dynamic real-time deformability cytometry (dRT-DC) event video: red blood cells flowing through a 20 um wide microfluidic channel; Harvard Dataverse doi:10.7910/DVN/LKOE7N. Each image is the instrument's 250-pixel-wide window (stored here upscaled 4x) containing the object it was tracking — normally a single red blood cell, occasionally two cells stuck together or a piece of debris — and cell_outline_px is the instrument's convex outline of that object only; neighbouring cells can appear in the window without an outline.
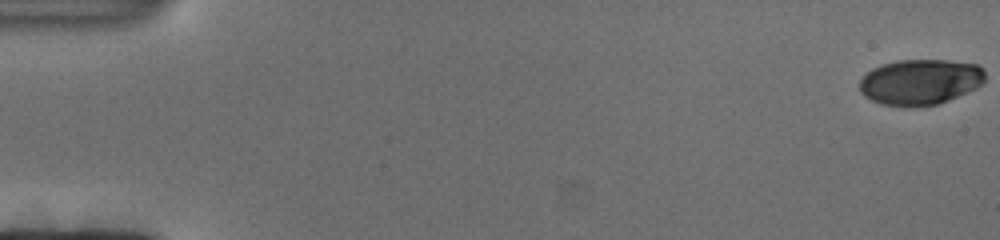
{"species": "human", "species_latin": "Homo sapiens", "temperature_condition": "cold", "stored_images_in_passage": 140, "camera_frame_rate_fps": 3000, "um_per_image_px": 0.085, "donor": {"sex": "female"}, "frame": {"image": 1, "passage_image": 1, "time_ms": 0.0, "image_size_px": [1000, 240], "cell_outline_px": [[984, 80], [976, 88], [948, 100], [936, 104], [880, 104], [864, 96], [860, 92], [860, 80], [872, 68], [880, 64], [896, 60], [948, 60], [980, 64], [984, 72]], "centroid_in_image_um": [78.22, 6.91], "position_along_channel_um": 6.8, "area_um2": 32.83}}
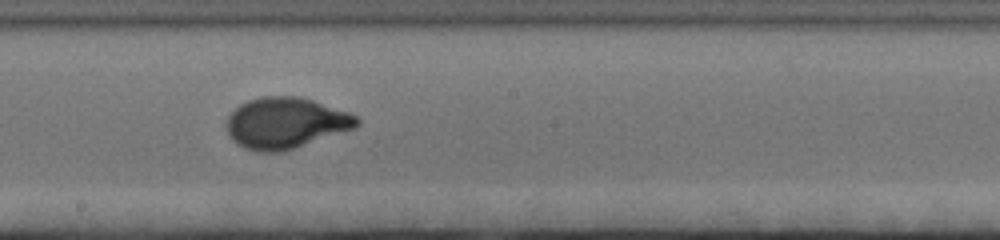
{"frame": {"image": 2, "passage_image": 79, "time_ms": 26.0, "image_size_px": [1000, 240], "cell_outline_px": [[360, 124], [356, 128], [284, 152], [256, 152], [244, 148], [236, 144], [232, 140], [224, 124], [228, 116], [240, 104], [248, 100], [260, 96], [300, 96], [348, 112], [356, 116], [360, 120]], "centroid_in_image_um": [24.26, 10.47], "position_along_channel_um": 223.9, "area_um2": 39.19}}
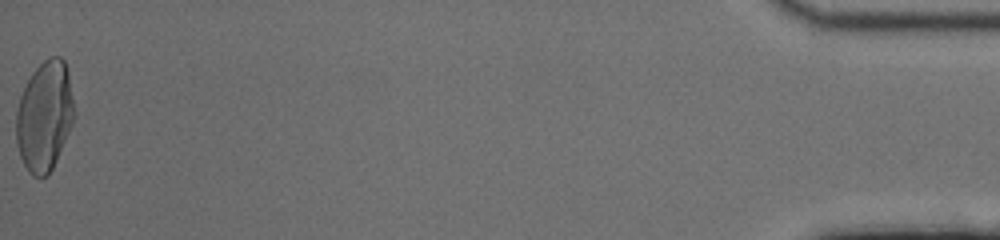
{"frame": {"image": 3, "passage_image": 140, "time_ms": 46.333, "image_size_px": [1000, 240], "cell_outline_px": [[76, 112], [72, 124], [56, 160], [48, 176], [32, 176], [28, 172], [20, 156], [16, 140], [16, 108], [20, 96], [32, 72], [48, 56], [60, 56], [64, 60], [68, 72]], "centroid_in_image_um": [3.79, 9.85], "position_along_channel_um": 431.4, "area_um2": 37.28}}